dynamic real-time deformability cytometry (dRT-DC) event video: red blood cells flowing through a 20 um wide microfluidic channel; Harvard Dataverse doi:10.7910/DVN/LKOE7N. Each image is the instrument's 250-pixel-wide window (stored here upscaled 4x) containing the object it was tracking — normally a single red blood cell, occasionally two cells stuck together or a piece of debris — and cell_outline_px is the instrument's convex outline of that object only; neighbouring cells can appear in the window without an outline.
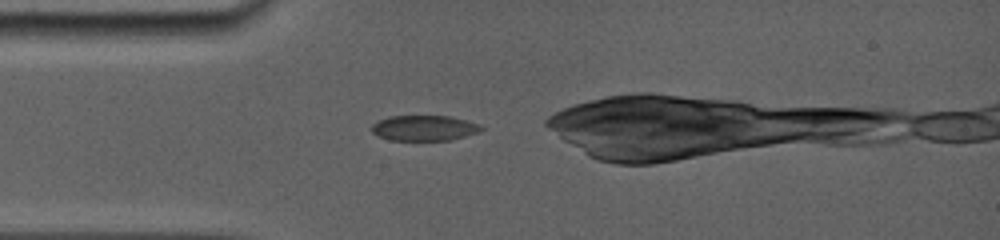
{"species": "common noctule bat (a hibernating species)", "species_latin": "Nyctalus noctula", "temperature_condition": "room temperature", "stored_images_in_passage": 4, "camera_frame_rate_fps": 5000, "um_per_image_px": 0.085, "animal": {"sex": "female", "body_mass_g": 19.0, "forearm_length_mm": 56.7}, "frame": {"image": 1, "passage_image": 1, "time_ms": 0.0, "image_size_px": [1000, 240], "cell_outline_px": [[484, 128], [480, 132], [452, 140], [388, 140], [376, 136], [372, 132], [372, 124], [388, 116], [452, 116], [480, 124]], "centroid_in_image_um": [36.07, 10.88], "position_along_channel_um": 48.9, "area_um2": 16.42}}
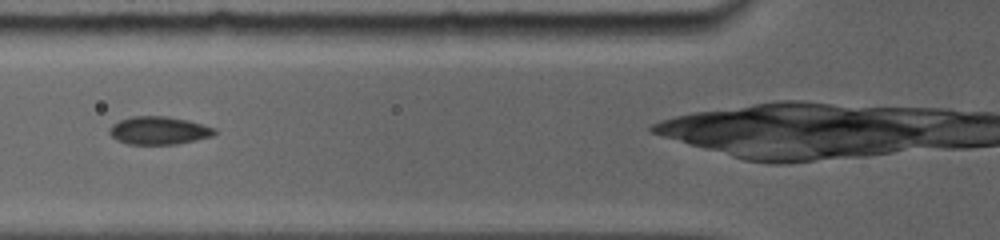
{"frame": {"image": 2, "passage_image": 3, "time_ms": 1.8, "image_size_px": [1000, 240], "cell_outline_px": [[216, 132], [212, 136], [196, 140], [176, 144], [128, 144], [116, 140], [108, 132], [108, 128], [112, 124], [120, 120], [132, 116], [168, 116], [188, 120], [216, 128]], "centroid_in_image_um": [13.48, 11.09], "position_along_channel_um": 112.3, "area_um2": 17.22}}